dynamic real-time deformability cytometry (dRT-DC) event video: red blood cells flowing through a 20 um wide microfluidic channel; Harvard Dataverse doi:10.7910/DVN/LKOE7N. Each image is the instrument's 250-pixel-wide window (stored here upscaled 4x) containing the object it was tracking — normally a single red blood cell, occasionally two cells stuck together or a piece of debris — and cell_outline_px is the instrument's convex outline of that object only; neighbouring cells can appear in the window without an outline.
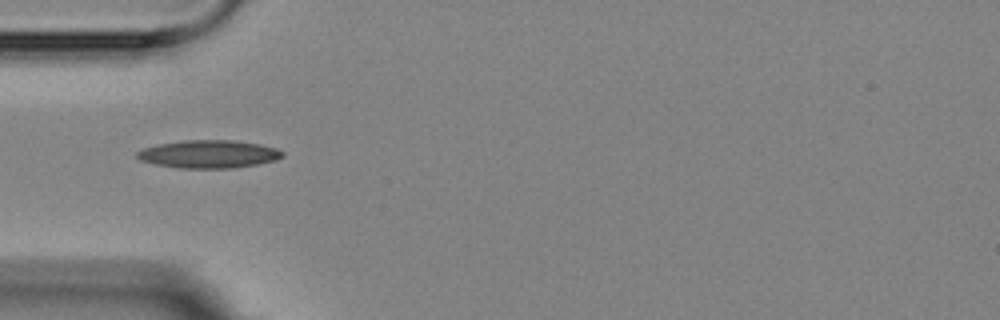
{"species": "Egyptian fruit bat (a non-hibernating species)", "species_latin": "Rousettus aegyptiacus", "temperature_condition": "room temperature", "stored_images_in_passage": 11, "camera_frame_rate_fps": 3000, "um_per_image_px": 0.085, "animal": {"sex": "female"}, "frame": {"image": 1, "passage_image": 1, "time_ms": 0.0, "image_size_px": [1000, 320], "cell_outline_px": [[284, 156], [276, 160], [256, 164], [232, 168], [180, 168], [156, 164], [140, 160], [136, 156], [136, 152], [144, 148], [160, 144], [184, 140], [236, 140], [260, 144], [276, 148], [284, 152]], "centroid_in_image_um": [17.77, 13.09], "position_along_channel_um": 67.2, "area_um2": 23.58}}
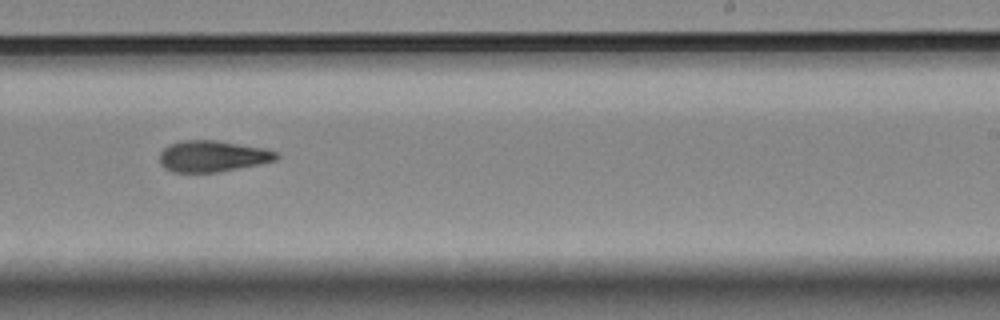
{"frame": {"image": 2, "passage_image": 6, "time_ms": 5.667, "image_size_px": [1000, 320], "cell_outline_px": [[280, 156], [276, 160], [260, 164], [216, 172], [172, 172], [164, 168], [160, 164], [160, 152], [168, 144], [184, 140], [216, 140], [264, 148], [276, 152]], "centroid_in_image_um": [18.04, 13.27], "position_along_channel_um": 271.0, "area_um2": 21.27}}
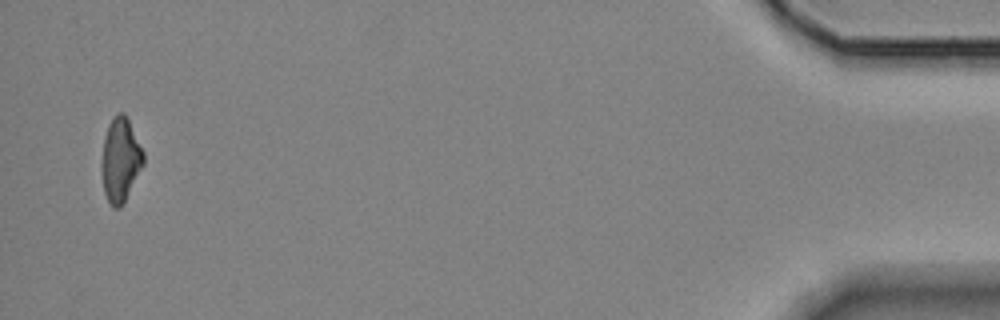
{"frame": {"image": 3, "passage_image": 11, "time_ms": 12.333, "image_size_px": [1000, 320], "cell_outline_px": [[144, 164], [120, 208], [112, 208], [104, 192], [100, 172], [100, 164], [104, 136], [108, 124], [112, 116], [120, 112], [124, 112], [144, 152]], "centroid_in_image_um": [10.2, 13.58], "position_along_channel_um": 425.0, "area_um2": 20.63}, "authors_computed_cell_mechanics": {"area_um2": 21.2704, "velocity_mm_per_s": 3.5905, "shape_relaxation_time_tau1_ms": null, "shape_relaxation_time_tau2_ms": 4.3669, "deformation_change_tau1": null, "deformation_change_tau2": 0.1173}}